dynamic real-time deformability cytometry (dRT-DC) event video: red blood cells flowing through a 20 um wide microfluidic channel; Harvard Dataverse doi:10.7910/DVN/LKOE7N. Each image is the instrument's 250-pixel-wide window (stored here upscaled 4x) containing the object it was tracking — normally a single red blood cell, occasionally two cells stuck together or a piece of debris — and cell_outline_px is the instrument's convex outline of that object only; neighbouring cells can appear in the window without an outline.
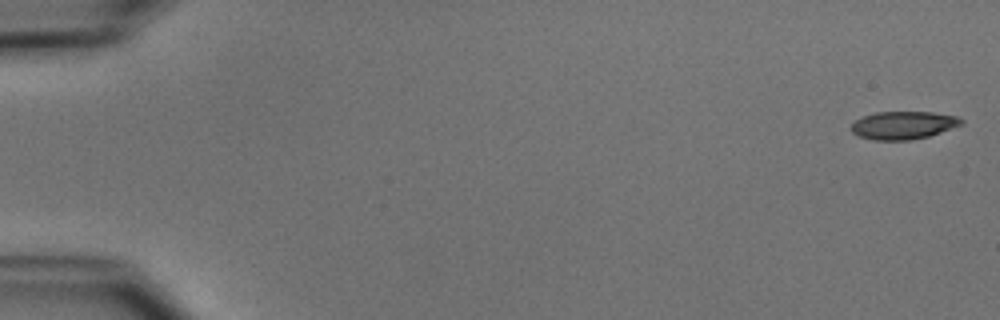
{"species": "common noctule bat (a hibernating species)", "species_latin": "Nyctalus noctula", "temperature_condition": "cold", "stored_images_in_passage": 51, "camera_frame_rate_fps": 3000, "um_per_image_px": 0.085, "animal": {"sex": "male", "body_mass_g": 15.6}, "frame": {"image": 1, "passage_image": 1, "time_ms": 0.0, "image_size_px": [1000, 320], "cell_outline_px": [[964, 124], [928, 136], [908, 140], [872, 140], [860, 136], [852, 132], [848, 128], [856, 120], [864, 116], [876, 112], [932, 112], [956, 116], [964, 120]], "centroid_in_image_um": [76.77, 10.64], "position_along_channel_um": 8.2, "area_um2": 17.86}}
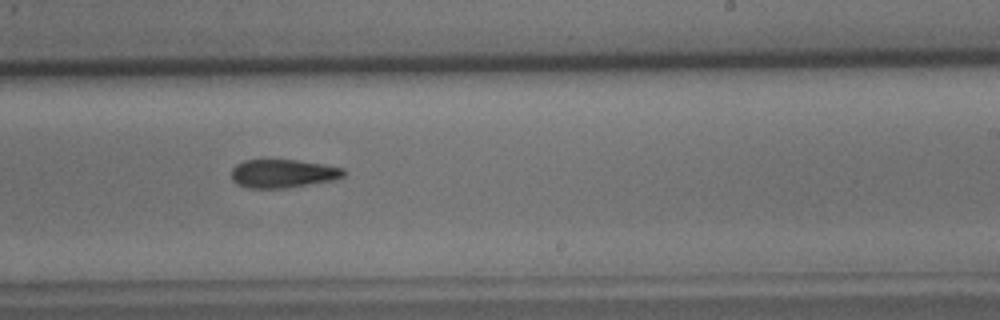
{"frame": {"image": 2, "passage_image": 32, "time_ms": 10.333, "image_size_px": [1000, 320], "cell_outline_px": [[348, 172], [344, 176], [336, 180], [284, 188], [248, 188], [236, 184], [232, 180], [232, 168], [236, 164], [244, 160], [296, 160], [324, 164], [344, 168]], "centroid_in_image_um": [24.08, 14.75], "position_along_channel_um": 264.9, "area_um2": 18.79}}
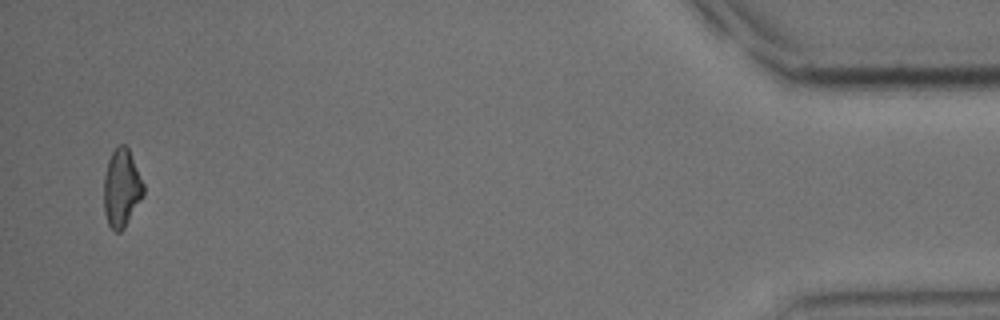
{"frame": {"image": 3, "passage_image": 50, "time_ms": 16.333, "image_size_px": [1000, 320], "cell_outline_px": [[144, 196], [124, 228], [120, 232], [116, 232], [108, 224], [104, 212], [104, 176], [108, 160], [112, 152], [120, 144], [124, 144], [128, 148], [144, 184]], "centroid_in_image_um": [10.34, 16.01], "position_along_channel_um": 424.9, "area_um2": 17.98}, "authors_computed_cell_mechanics": {"area_um2": 18.785, "velocity_mm_per_s": 3.9456, "shape_relaxation_time_tau1_ms": 6.1335, "shape_relaxation_time_tau2_ms": null, "deformation_change_tau1": 0.1641, "deformation_change_tau2": null}}